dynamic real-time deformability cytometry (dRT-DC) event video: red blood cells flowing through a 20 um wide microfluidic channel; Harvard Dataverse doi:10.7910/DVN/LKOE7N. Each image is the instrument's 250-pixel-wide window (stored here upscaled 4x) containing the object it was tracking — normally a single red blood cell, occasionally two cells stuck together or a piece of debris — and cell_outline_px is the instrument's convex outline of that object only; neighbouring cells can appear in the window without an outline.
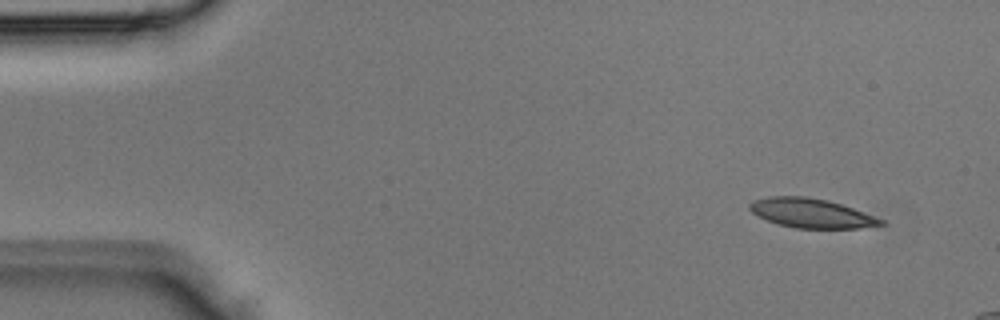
{"species": "Egyptian fruit bat (a non-hibernating species)", "species_latin": "Rousettus aegyptiacus", "temperature_condition": "room temperature", "stored_images_in_passage": 3, "camera_frame_rate_fps": 3000, "um_per_image_px": 0.085, "animal": {"sex": "male"}, "frame": {"image": 1, "passage_image": 1, "time_ms": 0.0, "image_size_px": [1000, 320], "cell_outline_px": [[888, 224], [860, 228], [796, 228], [780, 224], [768, 220], [752, 212], [748, 208], [748, 204], [752, 200], [768, 196], [808, 196], [828, 200], [852, 208], [884, 220]], "centroid_in_image_um": [68.95, 18.11], "position_along_channel_um": 16.0, "area_um2": 22.31}}